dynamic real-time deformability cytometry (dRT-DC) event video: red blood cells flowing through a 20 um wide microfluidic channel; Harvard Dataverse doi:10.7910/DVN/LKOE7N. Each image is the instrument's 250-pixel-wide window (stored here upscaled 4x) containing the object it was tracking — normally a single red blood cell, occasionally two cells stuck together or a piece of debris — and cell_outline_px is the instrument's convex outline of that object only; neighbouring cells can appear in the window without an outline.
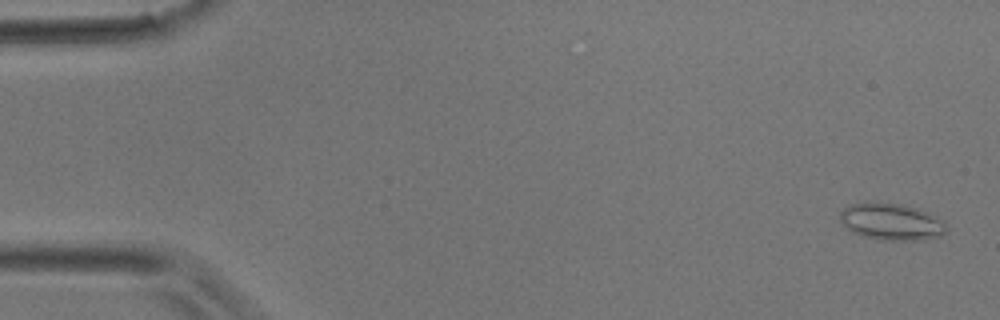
{"species": "common noctule bat (a hibernating species)", "species_latin": "Nyctalus noctula", "temperature_condition": "room temperature", "stored_images_in_passage": 4, "camera_frame_rate_fps": 3000, "um_per_image_px": 0.085, "animal": {"sex": "male", "body_mass_g": 17.9}, "frame": {"image": 1, "passage_image": 1, "time_ms": 0.0, "image_size_px": [1000, 320], "cell_outline_px": [[948, 228], [940, 236], [916, 240], [880, 240], [864, 236], [852, 232], [840, 220], [840, 212], [848, 204], [900, 204], [916, 208], [928, 212], [944, 220], [948, 224]], "centroid_in_image_um": [75.82, 18.87], "position_along_channel_um": 9.2, "area_um2": 22.43}}